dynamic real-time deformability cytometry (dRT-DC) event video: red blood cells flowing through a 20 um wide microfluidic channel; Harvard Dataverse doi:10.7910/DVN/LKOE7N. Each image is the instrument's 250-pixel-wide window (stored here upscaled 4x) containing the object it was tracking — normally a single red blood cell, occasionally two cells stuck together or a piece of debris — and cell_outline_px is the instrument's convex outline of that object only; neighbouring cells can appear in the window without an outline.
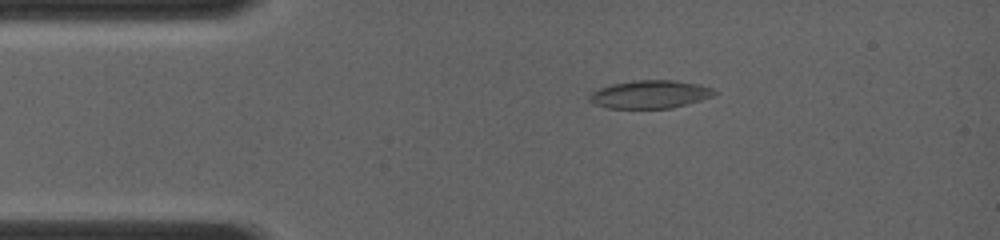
{"species": "common noctule bat (a hibernating species)", "species_latin": "Nyctalus noctula", "temperature_condition": "room temperature", "stored_images_in_passage": 32, "camera_frame_rate_fps": 4000, "um_per_image_px": 0.085, "animal": {"sex": "female", "body_mass_g": 19.0, "forearm_length_mm": 56.7}, "frame": {"image": 1, "passage_image": 1, "time_ms": 0.0, "image_size_px": [1000, 240], "cell_outline_px": [[720, 92], [712, 96], [700, 100], [672, 108], [608, 108], [596, 104], [588, 100], [588, 96], [592, 92], [600, 88], [612, 84], [632, 80], [676, 80], [700, 84], [712, 88]], "centroid_in_image_um": [55.27, 8.01], "position_along_channel_um": 29.7, "area_um2": 20.46}}
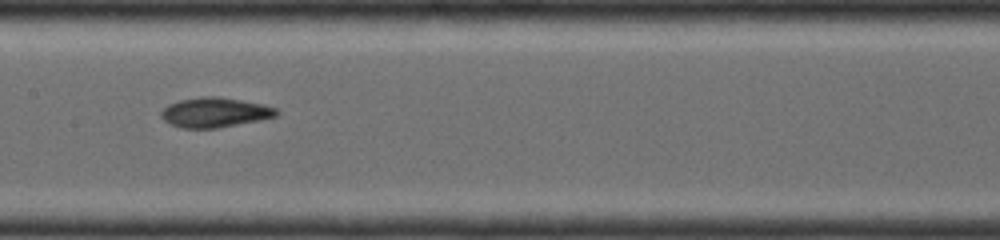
{"frame": {"image": 2, "passage_image": 19, "time_ms": 4.5, "image_size_px": [1000, 240], "cell_outline_px": [[280, 112], [276, 116], [260, 120], [216, 128], [180, 128], [164, 120], [160, 116], [160, 112], [168, 104], [180, 100], [204, 96], [220, 96], [264, 104], [276, 108]], "centroid_in_image_um": [18.27, 9.55], "position_along_channel_um": 189.1, "area_um2": 20.06}}
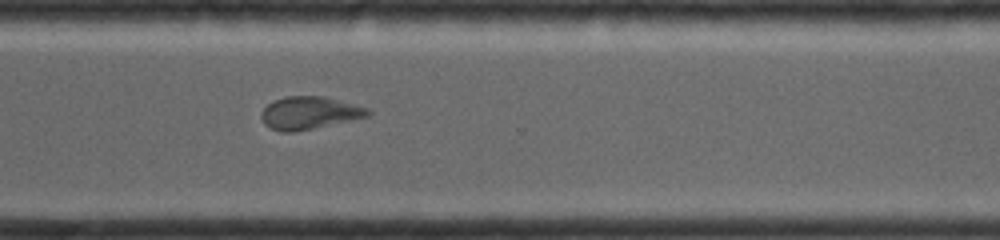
{"frame": {"image": 3, "passage_image": 32, "time_ms": 8.0, "image_size_px": [1000, 240], "cell_outline_px": [[372, 112], [368, 116], [312, 128], [292, 132], [280, 132], [264, 124], [260, 116], [260, 112], [268, 104], [284, 96], [324, 96], [368, 108]], "centroid_in_image_um": [26.26, 9.59], "position_along_channel_um": 344.3, "area_um2": 20.0}}